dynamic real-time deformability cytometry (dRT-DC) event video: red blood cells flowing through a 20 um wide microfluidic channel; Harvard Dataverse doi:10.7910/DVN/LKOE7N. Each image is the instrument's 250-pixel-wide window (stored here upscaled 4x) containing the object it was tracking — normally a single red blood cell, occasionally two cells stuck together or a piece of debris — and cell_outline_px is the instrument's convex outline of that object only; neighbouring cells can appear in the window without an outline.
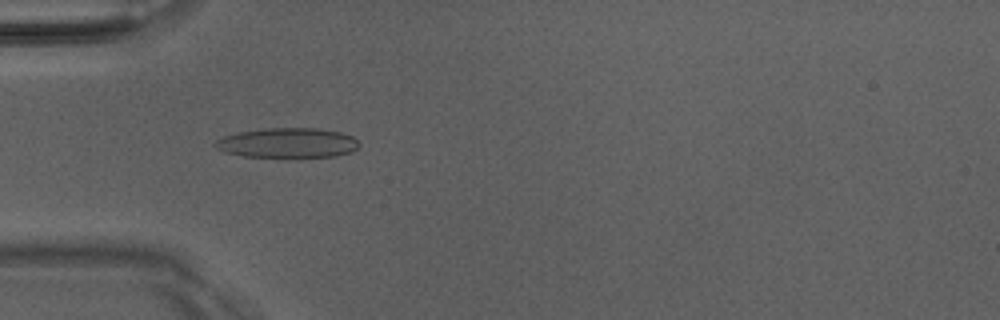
{"species": "Egyptian fruit bat (a non-hibernating species)", "species_latin": "Rousettus aegyptiacus", "temperature_condition": "room temperature", "stored_images_in_passage": 51, "camera_frame_rate_fps": 3000, "um_per_image_px": 0.085, "animal": {"sex": "male"}, "frame": {"image": 1, "passage_image": 16, "time_ms": 5.0, "image_size_px": [1000, 320], "cell_outline_px": [[360, 144], [352, 152], [336, 156], [300, 160], [288, 160], [244, 156], [224, 152], [216, 148], [212, 144], [216, 140], [224, 136], [236, 132], [264, 128], [316, 128], [340, 132], [352, 136]], "centroid_in_image_um": [24.43, 12.2], "position_along_channel_um": 60.6, "area_um2": 26.36}}
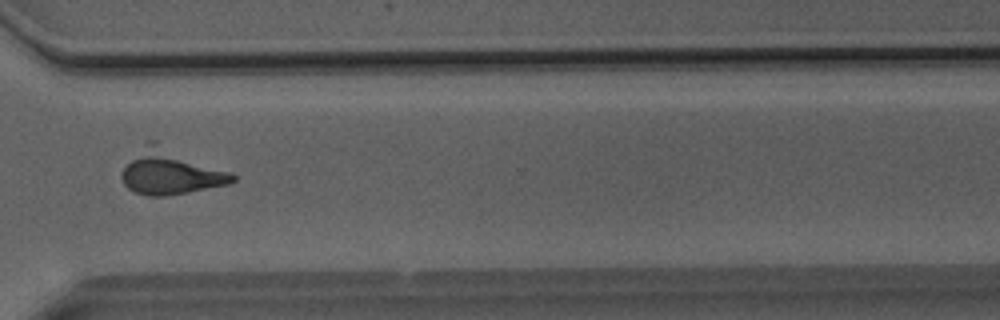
{"frame": {"image": 2, "passage_image": 38, "time_ms": 12.333, "image_size_px": [1000, 320], "cell_outline_px": [[236, 180], [228, 184], [188, 192], [164, 196], [148, 196], [136, 192], [128, 188], [124, 184], [120, 176], [124, 168], [148, 140], [156, 140], [232, 172], [236, 176]], "centroid_in_image_um": [14.54, 14.6], "position_along_channel_um": 356.1, "area_um2": 29.07}}
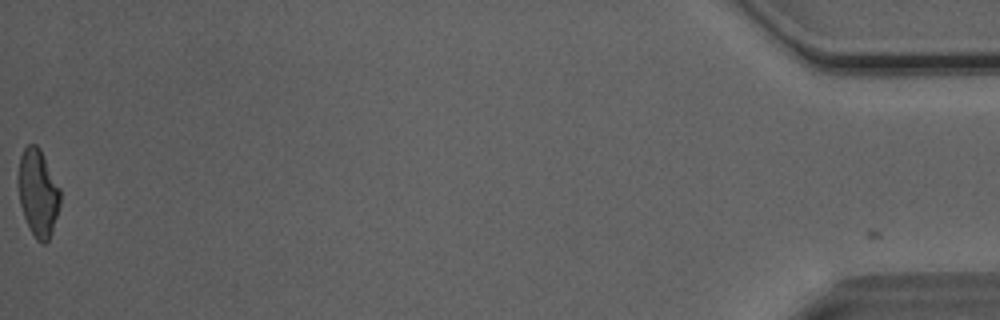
{"frame": {"image": 3, "passage_image": 51, "time_ms": 16.667, "image_size_px": [1000, 320], "cell_outline_px": [[60, 204], [52, 232], [48, 240], [44, 244], [40, 244], [36, 240], [24, 216], [20, 204], [16, 180], [16, 176], [20, 156], [24, 148], [28, 144], [36, 144], [40, 148], [60, 188]], "centroid_in_image_um": [3.21, 16.37], "position_along_channel_um": 432.0, "area_um2": 21.62}}